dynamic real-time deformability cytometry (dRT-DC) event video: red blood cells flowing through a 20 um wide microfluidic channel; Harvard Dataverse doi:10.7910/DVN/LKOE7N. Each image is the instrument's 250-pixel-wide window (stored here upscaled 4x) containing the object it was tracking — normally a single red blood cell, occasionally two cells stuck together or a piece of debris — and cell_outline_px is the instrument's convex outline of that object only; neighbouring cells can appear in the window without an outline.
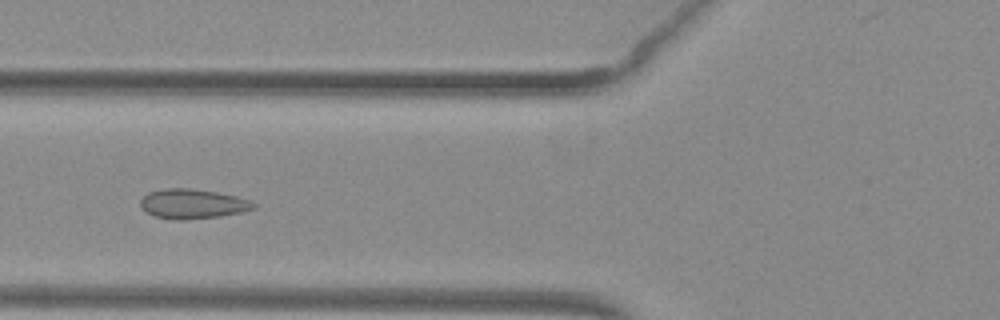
{"species": "common noctule bat (a hibernating species)", "species_latin": "Nyctalus noctula", "temperature_condition": "warm", "stored_images_in_passage": 27, "camera_frame_rate_fps": 3000, "um_per_image_px": 0.085, "animal": {"sex": "female", "body_mass_g": 29.2, "forearm_length_mm": 56.3}, "frame": {"image": 1, "passage_image": 10, "time_ms": 3.0, "image_size_px": [1000, 320], "cell_outline_px": [[256, 208], [240, 212], [220, 216], [184, 220], [176, 220], [156, 216], [140, 208], [140, 200], [148, 192], [164, 188], [188, 188], [216, 192], [236, 196], [248, 200], [256, 204]], "centroid_in_image_um": [16.35, 17.32], "position_along_channel_um": 109.5, "area_um2": 19.42}}
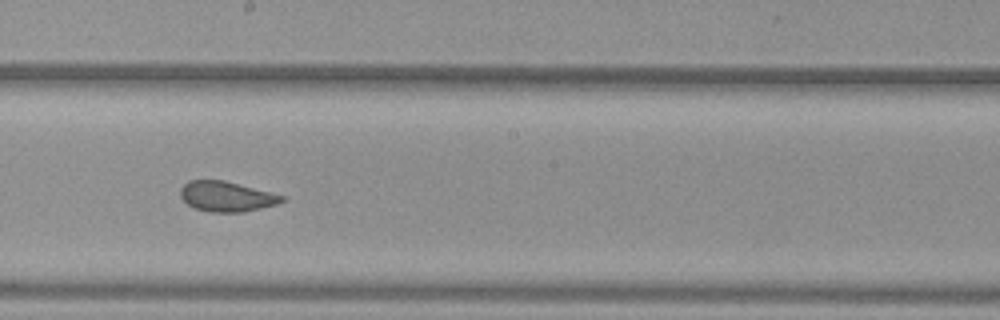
{"frame": {"image": 2, "passage_image": 19, "time_ms": 6.0, "image_size_px": [1000, 320], "cell_outline_px": [[284, 200], [276, 204], [244, 212], [208, 212], [196, 208], [188, 204], [180, 196], [180, 188], [188, 180], [224, 180], [284, 196]], "centroid_in_image_um": [19.21, 16.7], "position_along_channel_um": 229.0, "area_um2": 17.63}}
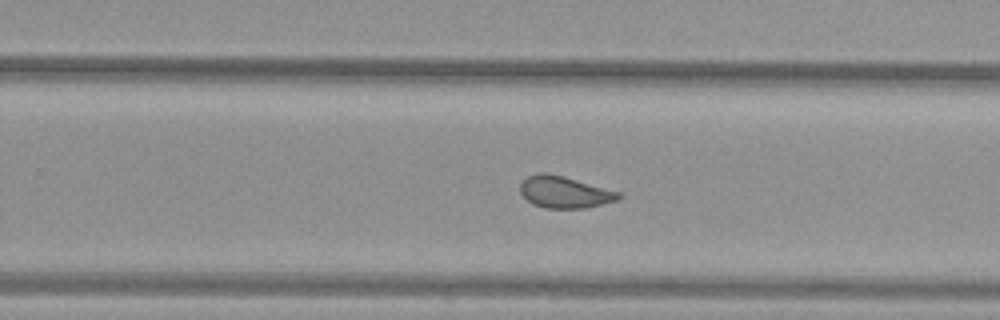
{"frame": {"image": 3, "passage_image": 23, "time_ms": 7.333, "image_size_px": [1000, 320], "cell_outline_px": [[624, 196], [620, 200], [588, 208], [544, 208], [532, 204], [520, 192], [520, 184], [528, 176], [540, 172], [548, 172], [564, 176], [620, 192]], "centroid_in_image_um": [48.03, 16.33], "position_along_channel_um": 281.8, "area_um2": 18.44}}